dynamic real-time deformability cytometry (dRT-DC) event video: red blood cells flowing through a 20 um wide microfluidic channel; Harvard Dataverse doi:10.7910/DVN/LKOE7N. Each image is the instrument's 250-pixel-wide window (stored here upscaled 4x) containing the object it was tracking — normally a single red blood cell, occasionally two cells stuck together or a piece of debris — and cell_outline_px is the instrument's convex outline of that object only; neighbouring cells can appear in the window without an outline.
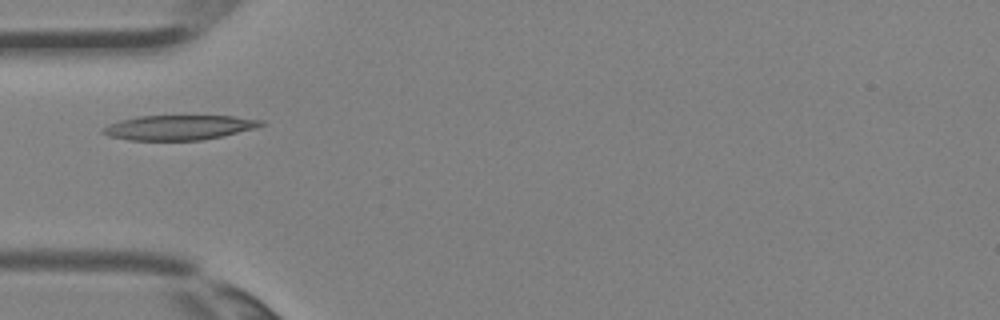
{"species": "Egyptian fruit bat (a non-hibernating species)", "species_latin": "Rousettus aegyptiacus", "temperature_condition": "room temperature", "stored_images_in_passage": 3, "camera_frame_rate_fps": 3000, "um_per_image_px": 0.085, "animal": {"sex": "female"}, "frame": {"image": 1, "passage_image": 3, "time_ms": 0.667, "image_size_px": [1000, 320], "cell_outline_px": [[264, 124], [256, 128], [224, 136], [200, 140], [128, 140], [108, 136], [100, 132], [100, 128], [108, 124], [120, 120], [136, 116], [232, 116], [264, 120]], "centroid_in_image_um": [15.18, 10.84], "position_along_channel_um": 69.8, "area_um2": 23.0}}